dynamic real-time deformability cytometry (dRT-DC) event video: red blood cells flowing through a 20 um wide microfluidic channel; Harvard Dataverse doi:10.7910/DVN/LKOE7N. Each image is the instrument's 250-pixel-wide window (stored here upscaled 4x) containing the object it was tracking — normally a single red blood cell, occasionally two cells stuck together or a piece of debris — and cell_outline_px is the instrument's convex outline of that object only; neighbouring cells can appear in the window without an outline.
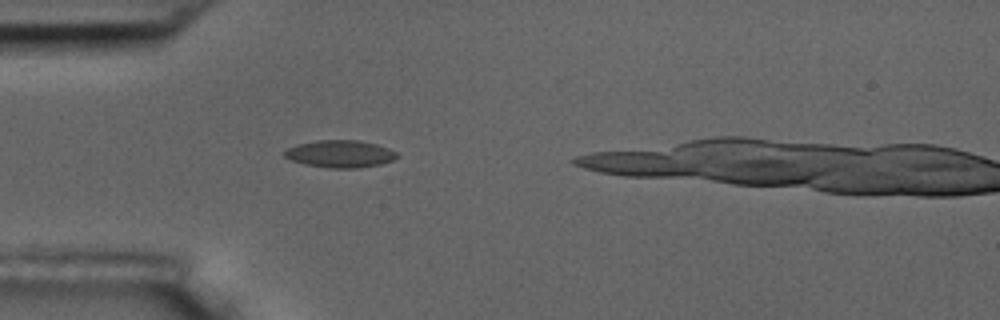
{"species": "common noctule bat (a hibernating species)", "species_latin": "Nyctalus noctula", "temperature_condition": "room temperature", "stored_images_in_passage": 3, "camera_frame_rate_fps": 3000, "um_per_image_px": 0.085, "animal": {"sex": "male", "body_mass_g": 17.5, "forearm_length_mm": 52.3}, "frame": {"image": 1, "passage_image": 2, "time_ms": 1.333, "image_size_px": [1000, 320], "cell_outline_px": [[400, 156], [392, 160], [380, 164], [356, 168], [328, 168], [304, 164], [292, 160], [284, 156], [280, 152], [296, 144], [316, 140], [356, 140], [376, 144], [388, 148], [396, 152]], "centroid_in_image_um": [28.87, 13.07], "position_along_channel_um": 56.1, "area_um2": 17.98}}